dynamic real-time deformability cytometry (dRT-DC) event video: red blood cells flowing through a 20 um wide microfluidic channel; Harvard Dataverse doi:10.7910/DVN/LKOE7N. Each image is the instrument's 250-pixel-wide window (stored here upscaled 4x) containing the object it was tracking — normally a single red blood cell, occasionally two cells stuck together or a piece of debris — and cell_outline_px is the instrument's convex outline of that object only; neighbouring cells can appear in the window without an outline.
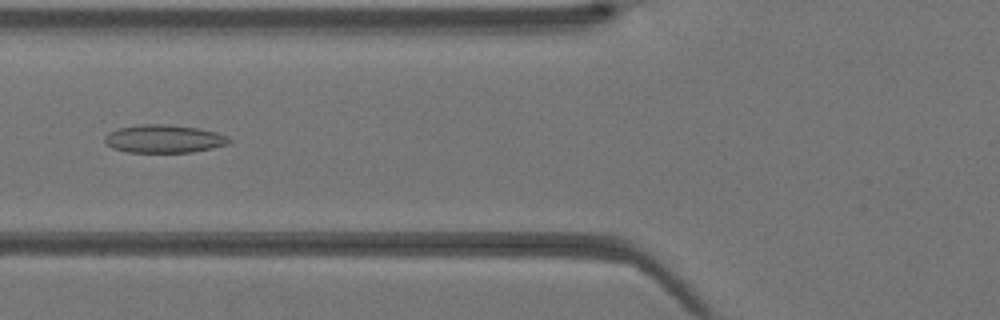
{"species": "Egyptian fruit bat (a non-hibernating species)", "species_latin": "Rousettus aegyptiacus", "temperature_condition": "warm", "stored_images_in_passage": 33, "camera_frame_rate_fps": 3000, "um_per_image_px": 0.085, "animal": {"sex": "female"}, "frame": {"image": 1, "passage_image": 8, "time_ms": 2.333, "image_size_px": [1000, 320], "cell_outline_px": [[232, 144], [192, 152], [128, 152], [112, 148], [104, 140], [104, 136], [108, 132], [120, 128], [136, 124], [168, 124], [200, 128], [216, 132], [228, 136], [232, 140]], "centroid_in_image_um": [13.98, 11.79], "position_along_channel_um": 111.8, "area_um2": 20.58}}
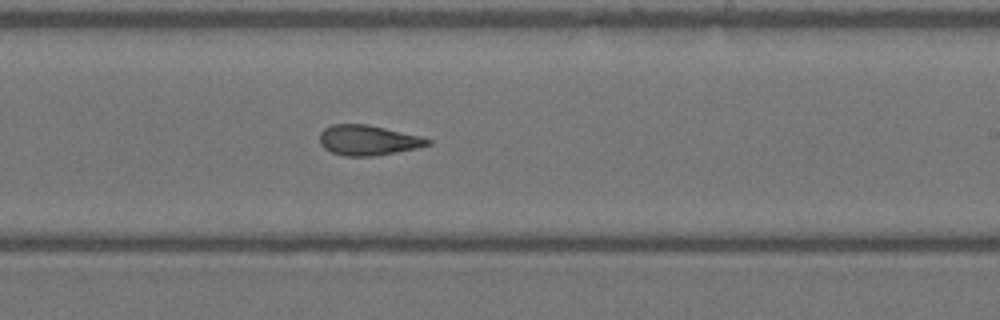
{"frame": {"image": 2, "passage_image": 17, "time_ms": 5.333, "image_size_px": [1000, 320], "cell_outline_px": [[432, 144], [416, 148], [376, 156], [344, 156], [332, 152], [324, 148], [320, 144], [320, 132], [324, 128], [332, 124], [364, 124], [384, 128], [420, 136], [432, 140]], "centroid_in_image_um": [31.27, 11.92], "position_along_channel_um": 257.7, "area_um2": 18.9}}
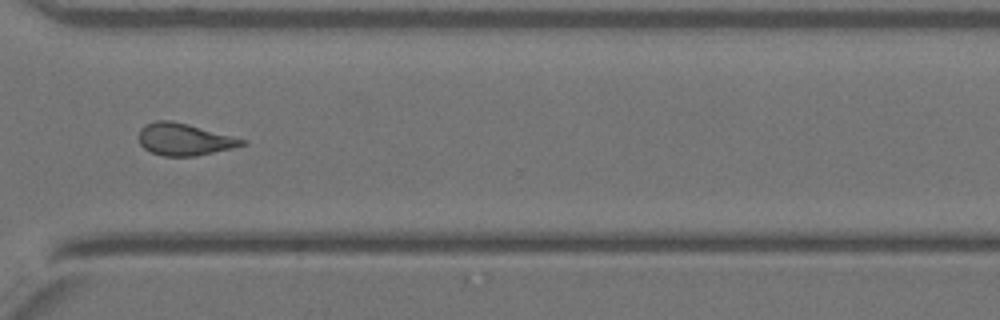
{"frame": {"image": 3, "passage_image": 23, "time_ms": 7.333, "image_size_px": [1000, 320], "cell_outline_px": [[248, 144], [232, 148], [196, 156], [164, 156], [152, 152], [144, 148], [140, 144], [140, 128], [156, 120], [172, 120], [188, 124], [248, 140]], "centroid_in_image_um": [15.7, 11.85], "position_along_channel_um": 354.9, "area_um2": 19.19}}